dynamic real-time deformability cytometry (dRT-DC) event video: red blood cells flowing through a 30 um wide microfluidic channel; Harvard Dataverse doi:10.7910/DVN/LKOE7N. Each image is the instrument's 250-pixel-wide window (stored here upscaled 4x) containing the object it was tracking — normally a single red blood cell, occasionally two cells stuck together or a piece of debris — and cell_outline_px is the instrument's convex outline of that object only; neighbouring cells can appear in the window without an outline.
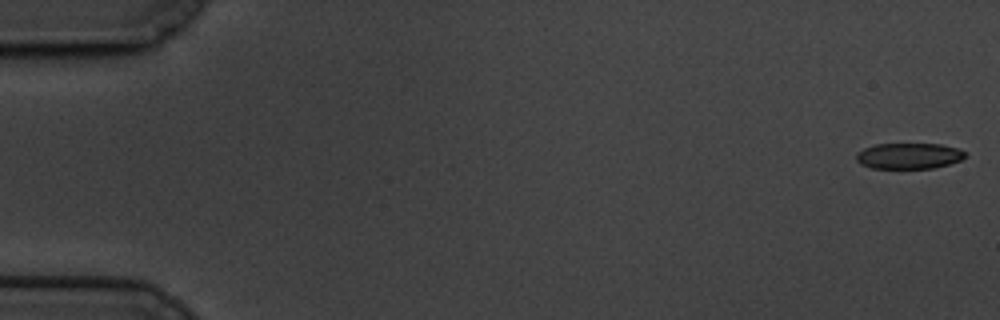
{"species": "common noctule bat (a hibernating species)", "species_latin": "Nyctalus noctula", "temperature_condition": "cold", "stored_images_in_passage": 59, "camera_frame_rate_fps": 3000, "um_per_image_px": 0.085, "animal": {"sex": "male", "body_mass_g": 19.5, "forearm_length_mm": 54.6}, "frame": {"image": 1, "passage_image": 1, "time_ms": 0.0, "image_size_px": [1000, 320], "cell_outline_px": [[968, 156], [960, 160], [948, 164], [932, 168], [872, 168], [860, 164], [856, 160], [856, 152], [864, 148], [876, 144], [940, 144], [960, 148], [968, 152]], "centroid_in_image_um": [77.28, 13.24], "position_along_channel_um": 7.7, "area_um2": 16.59}}
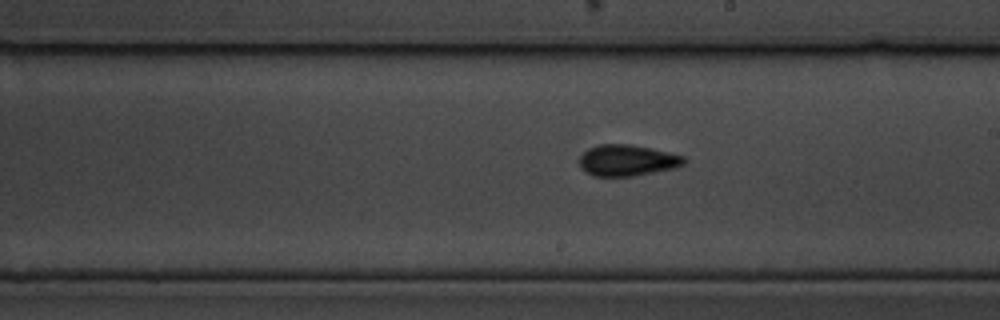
{"frame": {"image": 2, "passage_image": 34, "time_ms": 11.0, "image_size_px": [1000, 320], "cell_outline_px": [[684, 164], [676, 168], [632, 176], [592, 176], [584, 172], [580, 168], [580, 156], [588, 148], [600, 144], [628, 144], [668, 152], [684, 156]], "centroid_in_image_um": [53.27, 13.64], "position_along_channel_um": 235.7, "area_um2": 18.96}}
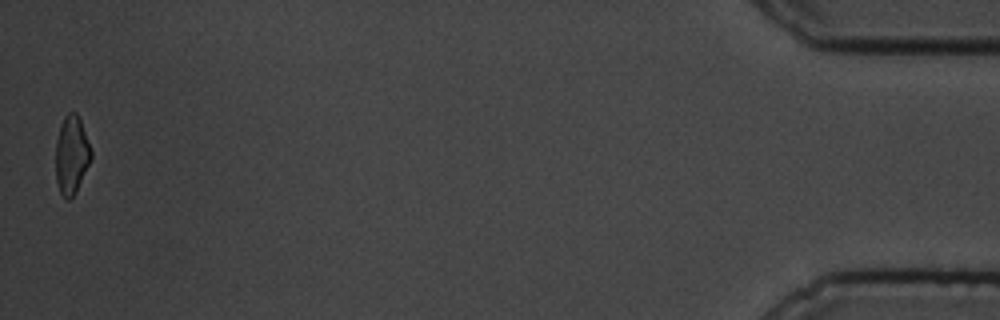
{"frame": {"image": 3, "passage_image": 59, "time_ms": 19.333, "image_size_px": [1000, 320], "cell_outline_px": [[92, 156], [76, 192], [68, 200], [60, 192], [56, 180], [56, 140], [64, 116], [68, 112], [76, 112], [80, 120], [92, 152]], "centroid_in_image_um": [6.07, 13.16], "position_along_channel_um": 429.1, "area_um2": 15.84}, "authors_computed_cell_mechanics": {"area_um2": 18.0336, "velocity_mm_per_s": 3.3913, "shape_relaxation_time_tau1_ms": 3.2113, "shape_relaxation_time_tau2_ms": 2.4536, "deformation_change_tau1": 0.1112, "deformation_change_tau2": 0.1005}}